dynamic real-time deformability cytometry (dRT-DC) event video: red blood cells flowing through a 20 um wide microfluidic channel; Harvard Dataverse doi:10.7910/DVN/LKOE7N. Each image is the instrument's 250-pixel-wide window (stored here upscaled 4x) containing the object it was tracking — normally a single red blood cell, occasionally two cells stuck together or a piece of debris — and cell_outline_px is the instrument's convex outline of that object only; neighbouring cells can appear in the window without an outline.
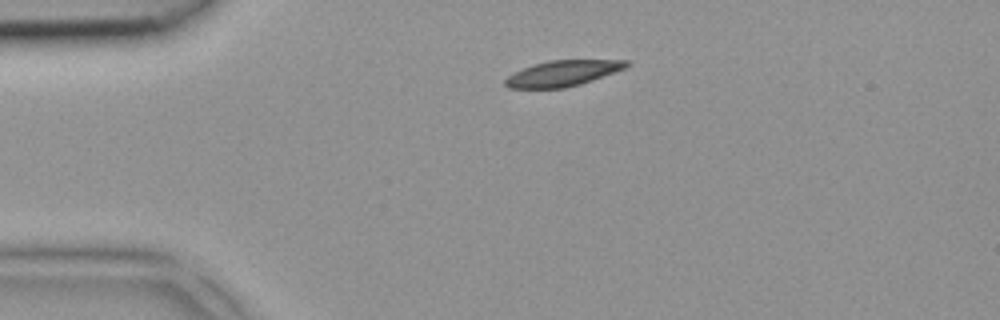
{"species": "common noctule bat (a hibernating species)", "species_latin": "Nyctalus noctula", "temperature_condition": "room temperature", "stored_images_in_passage": 2, "camera_frame_rate_fps": 3000, "um_per_image_px": 0.085, "animal": {"sex": "female", "body_mass_g": 18.4}, "frame": {"image": 1, "passage_image": 1, "time_ms": 0.0, "image_size_px": [1000, 320], "cell_outline_px": [[632, 64], [624, 68], [592, 80], [580, 84], [564, 88], [508, 88], [504, 84], [504, 80], [508, 76], [524, 68], [548, 60], [628, 60]], "centroid_in_image_um": [47.83, 6.23], "position_along_channel_um": 37.2, "area_um2": 17.92}}